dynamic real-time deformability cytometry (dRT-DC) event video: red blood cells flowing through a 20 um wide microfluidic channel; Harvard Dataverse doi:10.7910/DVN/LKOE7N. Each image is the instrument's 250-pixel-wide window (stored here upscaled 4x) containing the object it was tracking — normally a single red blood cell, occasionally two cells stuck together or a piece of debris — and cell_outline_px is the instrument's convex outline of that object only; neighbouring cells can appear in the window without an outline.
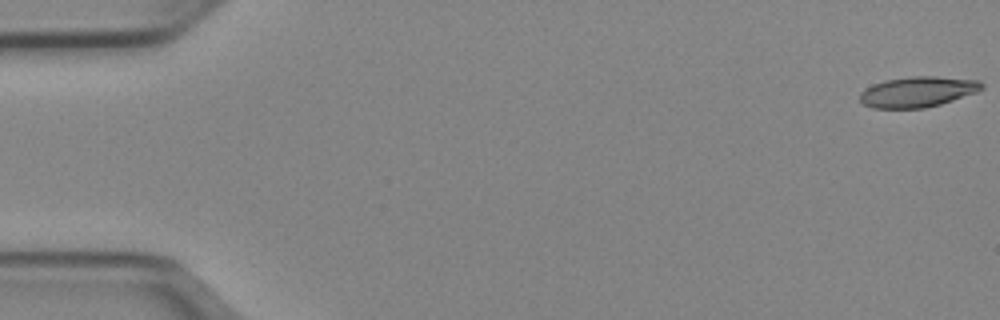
{"species": "Egyptian fruit bat (a non-hibernating species)", "species_latin": "Rousettus aegyptiacus", "temperature_condition": "cold", "stored_images_in_passage": 52, "camera_frame_rate_fps": 3000, "um_per_image_px": 0.085, "animal": {"sex": "female"}, "frame": {"image": 1, "passage_image": 1, "time_ms": 0.0, "image_size_px": [1000, 320], "cell_outline_px": [[984, 88], [976, 92], [940, 104], [924, 108], [872, 108], [864, 104], [860, 100], [860, 92], [864, 88], [872, 84], [884, 80], [912, 76], [936, 76], [980, 80], [984, 84]], "centroid_in_image_um": [77.99, 7.79], "position_along_channel_um": 7.0, "area_um2": 21.79}}
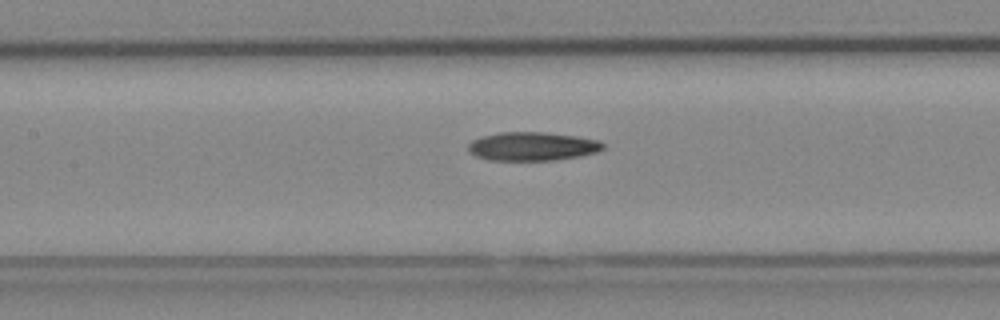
{"frame": {"image": 2, "passage_image": 24, "time_ms": 7.667, "image_size_px": [1000, 320], "cell_outline_px": [[604, 148], [596, 152], [580, 156], [556, 160], [488, 160], [476, 156], [468, 152], [468, 144], [472, 140], [484, 136], [500, 132], [544, 132], [576, 136], [600, 140], [604, 144]], "centroid_in_image_um": [45.25, 12.44], "position_along_channel_um": 162.1, "area_um2": 22.54}}
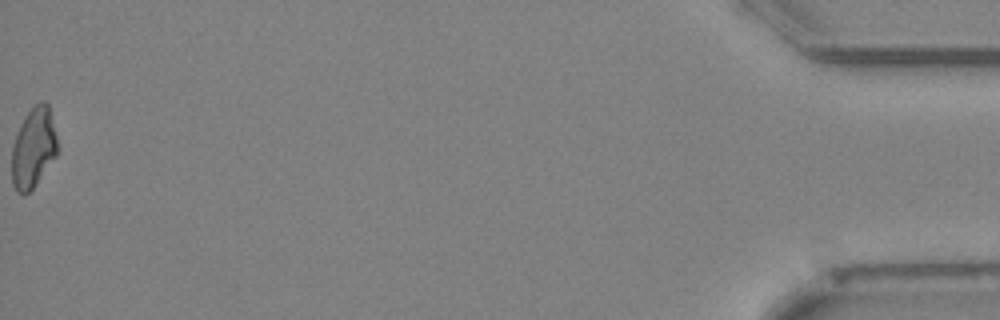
{"frame": {"image": 3, "passage_image": 52, "time_ms": 17.0, "image_size_px": [1000, 320], "cell_outline_px": [[60, 148], [56, 156], [36, 184], [28, 192], [16, 192], [12, 184], [12, 144], [20, 124], [24, 116], [40, 100], [44, 100], [48, 104]], "centroid_in_image_um": [2.86, 12.54], "position_along_channel_um": 432.3, "area_um2": 21.44}, "authors_computed_cell_mechanics": {"area_um2": 21.9929, "velocity_mm_per_s": 3.9658, "shape_relaxation_time_tau1_ms": null, "shape_relaxation_time_tau2_ms": 6.7542, "deformation_change_tau1": null, "deformation_change_tau2": 0.1756}}